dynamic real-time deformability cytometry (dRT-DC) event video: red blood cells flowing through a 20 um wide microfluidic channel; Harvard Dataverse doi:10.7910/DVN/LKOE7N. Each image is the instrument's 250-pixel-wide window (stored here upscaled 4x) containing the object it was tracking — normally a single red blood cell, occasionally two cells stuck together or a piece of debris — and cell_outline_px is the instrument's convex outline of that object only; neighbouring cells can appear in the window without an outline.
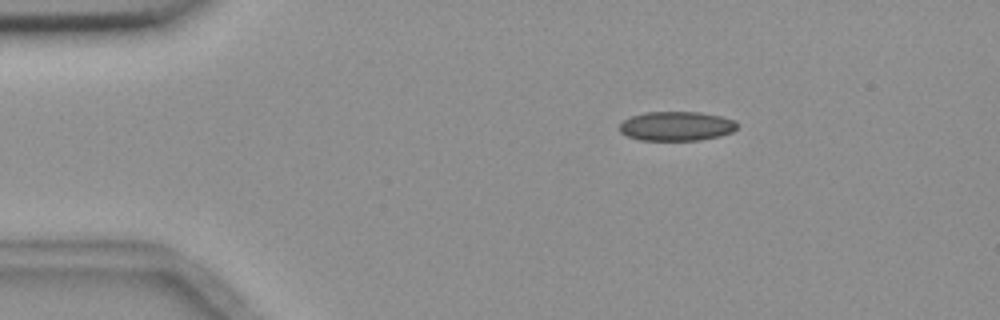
{"species": "common noctule bat (a hibernating species)", "species_latin": "Nyctalus noctula", "temperature_condition": "room temperature", "stored_images_in_passage": 3, "camera_frame_rate_fps": 3000, "um_per_image_px": 0.085, "animal": {"sex": "female", "body_mass_g": 18.4}, "frame": {"image": 1, "passage_image": 1, "time_ms": 0.0, "image_size_px": [1000, 320], "cell_outline_px": [[736, 128], [732, 132], [720, 136], [700, 140], [640, 140], [628, 136], [620, 132], [616, 128], [624, 120], [632, 116], [648, 112], [700, 112], [720, 116], [736, 120]], "centroid_in_image_um": [57.49, 10.72], "position_along_channel_um": 27.5, "area_um2": 20.11}}
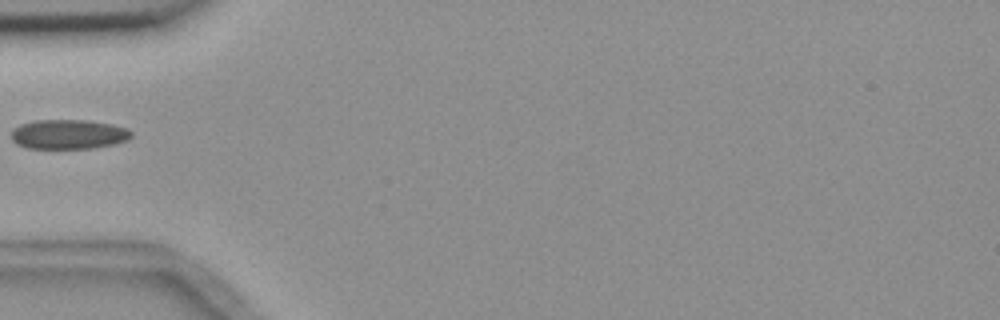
{"frame": {"image": 2, "passage_image": 3, "time_ms": 3.0, "image_size_px": [1000, 320], "cell_outline_px": [[132, 136], [128, 140], [112, 144], [92, 148], [28, 148], [16, 144], [12, 140], [12, 128], [20, 124], [36, 120], [84, 120], [112, 124], [128, 128], [132, 132]], "centroid_in_image_um": [5.82, 11.41], "position_along_channel_um": 79.2, "area_um2": 20.69}}